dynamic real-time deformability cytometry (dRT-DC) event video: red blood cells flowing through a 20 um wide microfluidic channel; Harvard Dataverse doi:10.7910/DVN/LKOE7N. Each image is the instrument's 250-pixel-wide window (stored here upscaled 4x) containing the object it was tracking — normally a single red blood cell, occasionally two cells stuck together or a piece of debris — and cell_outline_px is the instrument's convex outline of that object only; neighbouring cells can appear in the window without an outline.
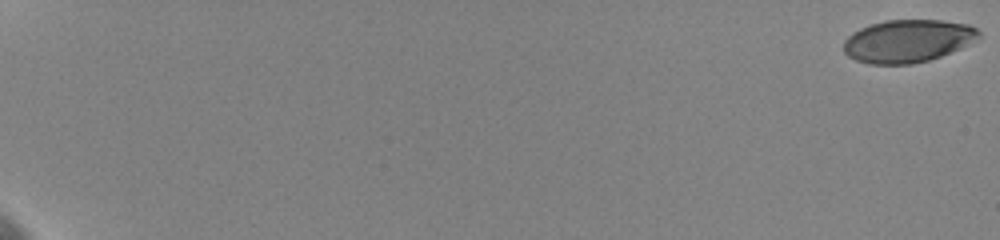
{"species": "human", "species_latin": "Homo sapiens", "temperature_condition": "cold", "stored_images_in_passage": 13, "camera_frame_rate_fps": 3000, "um_per_image_px": 0.085, "donor": {"sex": "female"}, "frame": {"image": 1, "passage_image": 1, "time_ms": 0.0, "image_size_px": [1000, 240], "cell_outline_px": [[980, 36], [968, 44], [960, 48], [940, 56], [928, 60], [912, 64], [868, 64], [856, 60], [848, 56], [844, 52], [844, 40], [852, 32], [860, 28], [872, 24], [888, 20], [940, 20], [968, 24], [976, 28], [980, 32]], "centroid_in_image_um": [77.14, 3.48], "position_along_channel_um": 7.9, "area_um2": 33.52}}